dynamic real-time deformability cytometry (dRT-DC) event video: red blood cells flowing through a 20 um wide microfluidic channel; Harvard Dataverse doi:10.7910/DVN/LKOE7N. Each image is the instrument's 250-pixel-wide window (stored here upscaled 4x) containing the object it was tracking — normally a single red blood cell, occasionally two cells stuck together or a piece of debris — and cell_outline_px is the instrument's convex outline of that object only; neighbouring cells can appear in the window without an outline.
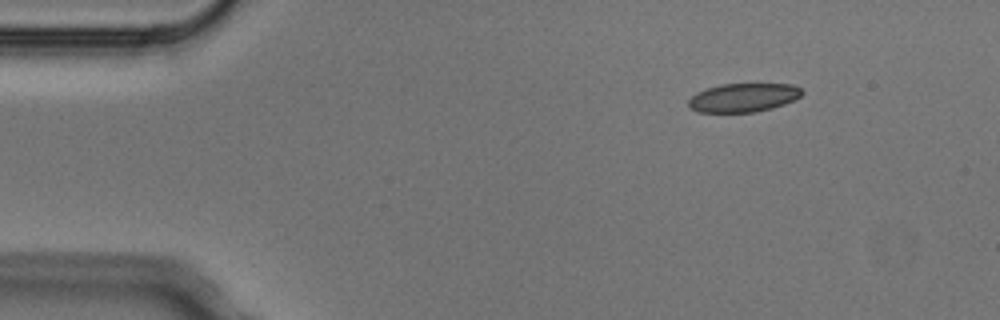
{"species": "Egyptian fruit bat (a non-hibernating species)", "species_latin": "Rousettus aegyptiacus", "temperature_condition": "cold", "stored_images_in_passage": 4, "segment_of_instrument_passage": [1, 2], "camera_frame_rate_fps": 3000, "um_per_image_px": 0.085, "animal": {"sex": "male"}, "frame": {"image": 1, "passage_image": 1, "time_ms": 0.0, "image_size_px": [1000, 320], "cell_outline_px": [[804, 92], [800, 96], [784, 104], [772, 108], [756, 112], [696, 112], [688, 108], [688, 100], [696, 92], [720, 84], [792, 84], [800, 88]], "centroid_in_image_um": [63.15, 8.3], "position_along_channel_um": 21.9, "area_um2": 19.02}}